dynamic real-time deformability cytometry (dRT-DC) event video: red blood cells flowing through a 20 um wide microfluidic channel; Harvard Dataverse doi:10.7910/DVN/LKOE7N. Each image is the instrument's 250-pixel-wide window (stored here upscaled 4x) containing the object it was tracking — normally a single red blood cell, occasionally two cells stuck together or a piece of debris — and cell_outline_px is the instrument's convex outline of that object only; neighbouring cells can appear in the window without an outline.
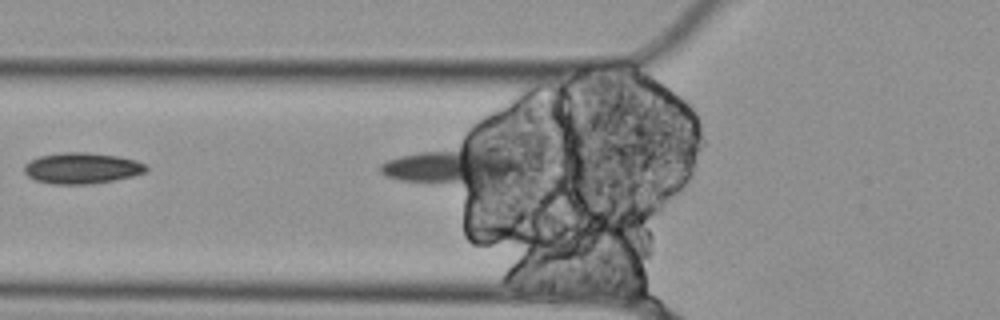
{"species": "Egyptian fruit bat (a non-hibernating species)", "species_latin": "Rousettus aegyptiacus", "temperature_condition": "cold", "stored_images_in_passage": 4, "segment_of_instrument_passage": [2, 2], "camera_frame_rate_fps": 3000, "um_per_image_px": 0.085, "animal": {"sex": "female"}, "frame": {"image": 1, "passage_image": 3, "time_ms": 0.667, "image_size_px": [1000, 320], "cell_outline_px": [[148, 168], [144, 172], [132, 176], [112, 180], [88, 184], [52, 184], [36, 180], [28, 176], [24, 172], [24, 164], [40, 156], [64, 152], [84, 152], [120, 156], [136, 160], [144, 164]], "centroid_in_image_um": [6.94, 14.29], "position_along_channel_um": 118.9, "area_um2": 21.85}}